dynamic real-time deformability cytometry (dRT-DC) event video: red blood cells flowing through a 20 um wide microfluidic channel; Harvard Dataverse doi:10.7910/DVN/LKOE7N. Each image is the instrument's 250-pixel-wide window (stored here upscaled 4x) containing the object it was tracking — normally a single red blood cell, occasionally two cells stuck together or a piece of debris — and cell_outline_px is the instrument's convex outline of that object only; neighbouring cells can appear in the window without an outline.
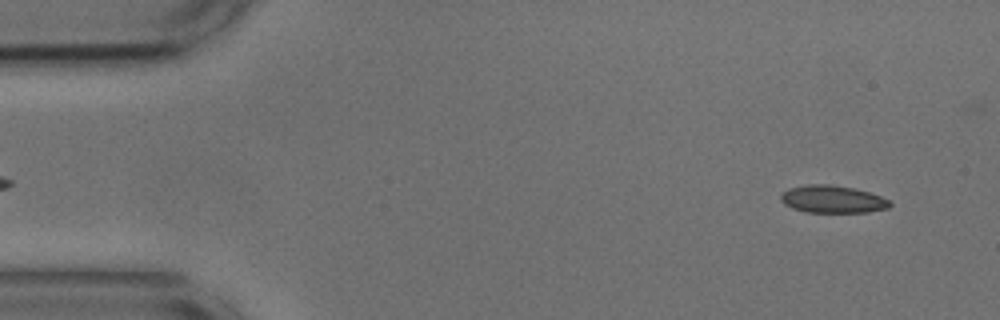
{"species": "common noctule bat (a hibernating species)", "species_latin": "Nyctalus noctula", "temperature_condition": "cold", "stored_images_in_passage": 53, "camera_frame_rate_fps": 3000, "um_per_image_px": 0.085, "animal": {"sex": "male", "body_mass_g": 17.9, "forearm_length_mm": 54.2}, "frame": {"image": 1, "passage_image": 3, "time_ms": 0.667, "image_size_px": [1000, 320], "cell_outline_px": [[892, 204], [888, 208], [868, 212], [804, 212], [792, 208], [784, 204], [780, 200], [780, 196], [788, 188], [808, 184], [828, 184], [852, 188], [868, 192], [880, 196], [888, 200]], "centroid_in_image_um": [70.73, 16.94], "position_along_channel_um": 14.3, "area_um2": 17.4}}
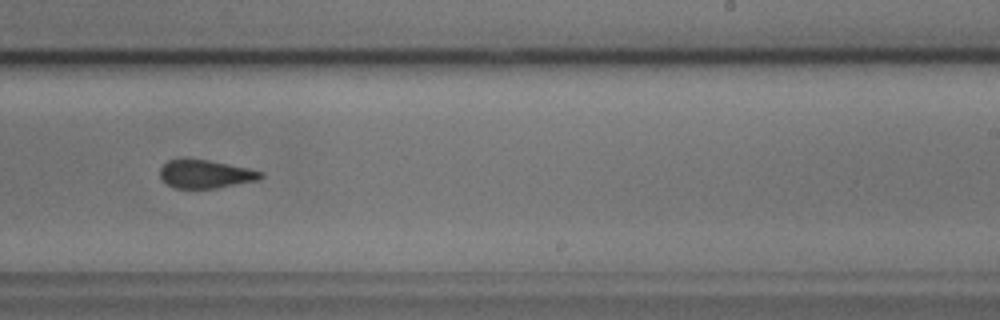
{"frame": {"image": 2, "passage_image": 32, "time_ms": 10.333, "image_size_px": [1000, 320], "cell_outline_px": [[264, 176], [260, 180], [216, 188], [172, 188], [160, 176], [160, 168], [168, 160], [184, 156], [208, 160], [248, 168], [264, 172]], "centroid_in_image_um": [17.46, 14.76], "position_along_channel_um": 271.5, "area_um2": 16.99}}
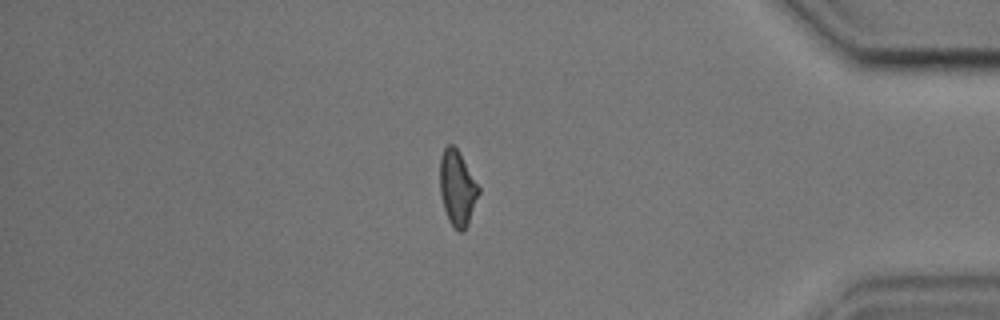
{"frame": {"image": 3, "passage_image": 45, "time_ms": 14.667, "image_size_px": [1000, 320], "cell_outline_px": [[480, 192], [468, 224], [464, 232], [456, 232], [448, 220], [444, 208], [440, 192], [440, 156], [444, 148], [448, 144], [452, 144], [460, 152], [480, 188]], "centroid_in_image_um": [38.87, 16.0], "position_along_channel_um": 396.3, "area_um2": 17.17}}